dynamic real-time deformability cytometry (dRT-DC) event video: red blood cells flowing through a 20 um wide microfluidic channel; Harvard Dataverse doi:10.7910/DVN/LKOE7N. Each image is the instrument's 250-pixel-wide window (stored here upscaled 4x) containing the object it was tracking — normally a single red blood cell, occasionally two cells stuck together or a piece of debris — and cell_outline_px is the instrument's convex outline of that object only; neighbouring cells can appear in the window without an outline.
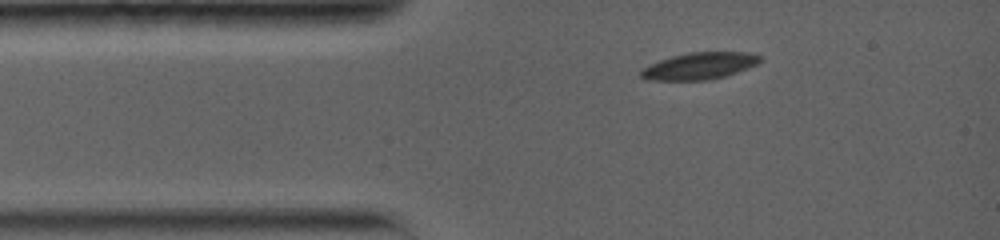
{"species": "common noctule bat (a hibernating species)", "species_latin": "Nyctalus noctula", "temperature_condition": "warm", "stored_images_in_passage": 48, "camera_frame_rate_fps": 5000, "um_per_image_px": 0.085, "animal": {"sex": "female", "body_mass_g": 19.0, "forearm_length_mm": 56.7}, "frame": {"image": 1, "passage_image": 1, "time_ms": 0.0, "image_size_px": [1000, 240], "cell_outline_px": [[764, 60], [756, 64], [736, 72], [724, 76], [708, 80], [644, 80], [640, 76], [640, 72], [644, 68], [660, 60], [672, 56], [688, 52], [748, 52], [760, 56]], "centroid_in_image_um": [59.45, 5.6], "position_along_channel_um": 25.5, "area_um2": 18.5}}
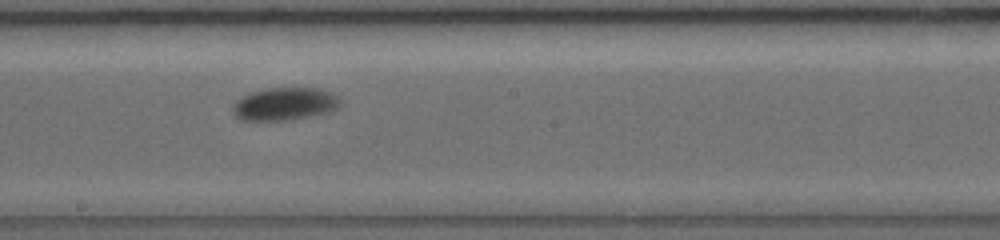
{"frame": {"image": 2, "passage_image": 20, "time_ms": 6.0, "image_size_px": [1000, 240], "cell_outline_px": [[340, 108], [332, 112], [292, 120], [240, 120], [232, 112], [232, 104], [240, 96], [252, 92], [268, 88], [320, 88], [336, 96], [340, 100]], "centroid_in_image_um": [24.2, 8.85], "position_along_channel_um": 224.0, "area_um2": 20.81}}
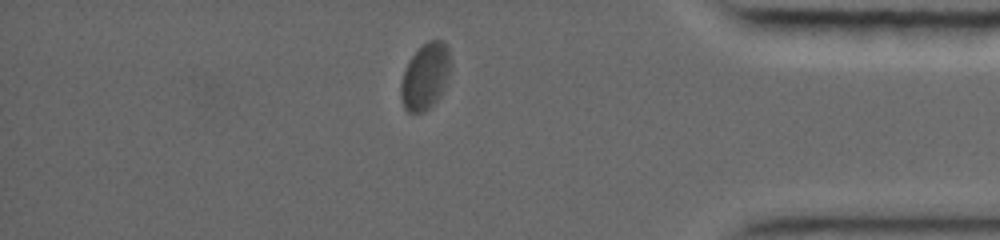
{"frame": {"image": 3, "passage_image": 42, "time_ms": 11.4, "image_size_px": [1000, 240], "cell_outline_px": [[448, 72], [440, 96], [424, 112], [408, 112], [404, 108], [400, 96], [400, 84], [408, 60], [428, 40], [440, 40], [448, 48]], "centroid_in_image_um": [36.09, 6.52], "position_along_channel_um": 399.1, "area_um2": 18.55}, "authors_computed_cell_mechanics": {"area_um2": 19.9121, "velocity_mm_per_s": 3.7103, "shape_relaxation_time_tau1_ms": 3.3387, "shape_relaxation_time_tau2_ms": null, "deformation_change_tau1": 0.1133, "deformation_change_tau2": null}}